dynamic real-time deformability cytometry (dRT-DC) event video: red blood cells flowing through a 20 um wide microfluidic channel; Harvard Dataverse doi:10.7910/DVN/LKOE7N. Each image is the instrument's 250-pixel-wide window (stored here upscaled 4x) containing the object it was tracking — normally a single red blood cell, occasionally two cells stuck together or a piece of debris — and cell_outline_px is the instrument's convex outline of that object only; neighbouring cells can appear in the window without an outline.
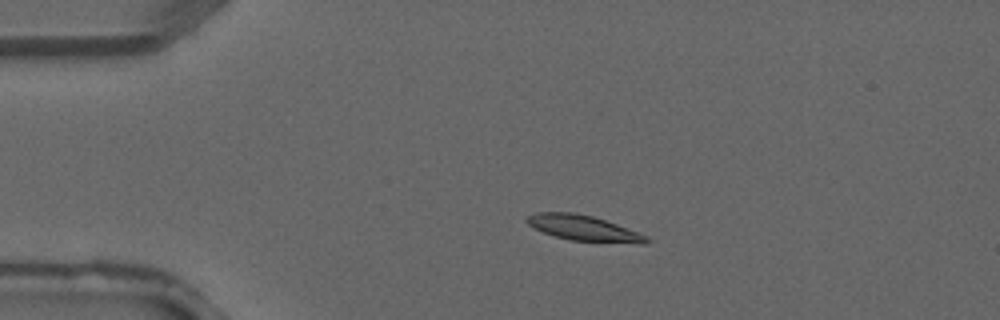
{"species": "common noctule bat (a hibernating species)", "species_latin": "Nyctalus noctula", "temperature_condition": "warm", "stored_images_in_passage": 4, "camera_frame_rate_fps": 3000, "um_per_image_px": 0.085, "animal": {"sex": "male", "forearm_length_mm": 52.5}, "frame": {"image": 1, "passage_image": 2, "time_ms": 0.333, "image_size_px": [1000, 320], "cell_outline_px": [[652, 240], [644, 244], [640, 244], [572, 240], [556, 236], [544, 232], [528, 224], [524, 220], [528, 216], [536, 212], [576, 212], [592, 216], [616, 224], [648, 236]], "centroid_in_image_um": [49.64, 19.39], "position_along_channel_um": 35.4, "area_um2": 17.63}}